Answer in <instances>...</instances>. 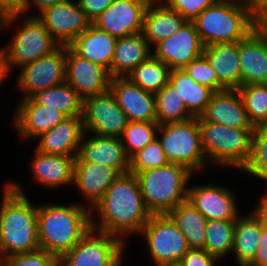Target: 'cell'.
<instances>
[{
  "label": "cell",
  "instance_id": "obj_1",
  "mask_svg": "<svg viewBox=\"0 0 267 266\" xmlns=\"http://www.w3.org/2000/svg\"><path fill=\"white\" fill-rule=\"evenodd\" d=\"M94 209L99 223L91 216V228L123 242L132 233L140 234L152 215L145 206L138 179L131 172L120 174Z\"/></svg>",
  "mask_w": 267,
  "mask_h": 266
},
{
  "label": "cell",
  "instance_id": "obj_2",
  "mask_svg": "<svg viewBox=\"0 0 267 266\" xmlns=\"http://www.w3.org/2000/svg\"><path fill=\"white\" fill-rule=\"evenodd\" d=\"M2 196L0 257L40 249L37 230L38 205L29 201L17 183H6Z\"/></svg>",
  "mask_w": 267,
  "mask_h": 266
},
{
  "label": "cell",
  "instance_id": "obj_3",
  "mask_svg": "<svg viewBox=\"0 0 267 266\" xmlns=\"http://www.w3.org/2000/svg\"><path fill=\"white\" fill-rule=\"evenodd\" d=\"M79 203V204H78ZM38 205L37 230L40 249L59 259L70 251L92 228L93 211L87 203Z\"/></svg>",
  "mask_w": 267,
  "mask_h": 266
},
{
  "label": "cell",
  "instance_id": "obj_4",
  "mask_svg": "<svg viewBox=\"0 0 267 266\" xmlns=\"http://www.w3.org/2000/svg\"><path fill=\"white\" fill-rule=\"evenodd\" d=\"M194 173L187 167L168 163L136 174L146 208L152 215L168 214L187 200L188 182Z\"/></svg>",
  "mask_w": 267,
  "mask_h": 266
},
{
  "label": "cell",
  "instance_id": "obj_5",
  "mask_svg": "<svg viewBox=\"0 0 267 266\" xmlns=\"http://www.w3.org/2000/svg\"><path fill=\"white\" fill-rule=\"evenodd\" d=\"M207 164L243 170L252 153L254 128H231L197 116Z\"/></svg>",
  "mask_w": 267,
  "mask_h": 266
},
{
  "label": "cell",
  "instance_id": "obj_6",
  "mask_svg": "<svg viewBox=\"0 0 267 266\" xmlns=\"http://www.w3.org/2000/svg\"><path fill=\"white\" fill-rule=\"evenodd\" d=\"M203 46L243 40L253 30V12L231 0H219L193 20Z\"/></svg>",
  "mask_w": 267,
  "mask_h": 266
},
{
  "label": "cell",
  "instance_id": "obj_7",
  "mask_svg": "<svg viewBox=\"0 0 267 266\" xmlns=\"http://www.w3.org/2000/svg\"><path fill=\"white\" fill-rule=\"evenodd\" d=\"M157 132H160L157 139L170 163L183 165L194 174L207 165L197 117L160 125Z\"/></svg>",
  "mask_w": 267,
  "mask_h": 266
},
{
  "label": "cell",
  "instance_id": "obj_8",
  "mask_svg": "<svg viewBox=\"0 0 267 266\" xmlns=\"http://www.w3.org/2000/svg\"><path fill=\"white\" fill-rule=\"evenodd\" d=\"M24 17L18 28L19 31L10 39L7 46L1 48L5 54L9 72L11 68H21L25 64L51 54L60 46L36 15Z\"/></svg>",
  "mask_w": 267,
  "mask_h": 266
},
{
  "label": "cell",
  "instance_id": "obj_9",
  "mask_svg": "<svg viewBox=\"0 0 267 266\" xmlns=\"http://www.w3.org/2000/svg\"><path fill=\"white\" fill-rule=\"evenodd\" d=\"M126 242L91 229L59 259V266H121Z\"/></svg>",
  "mask_w": 267,
  "mask_h": 266
},
{
  "label": "cell",
  "instance_id": "obj_10",
  "mask_svg": "<svg viewBox=\"0 0 267 266\" xmlns=\"http://www.w3.org/2000/svg\"><path fill=\"white\" fill-rule=\"evenodd\" d=\"M140 235L155 266L179 263L190 249L185 236L168 214L151 215Z\"/></svg>",
  "mask_w": 267,
  "mask_h": 266
},
{
  "label": "cell",
  "instance_id": "obj_11",
  "mask_svg": "<svg viewBox=\"0 0 267 266\" xmlns=\"http://www.w3.org/2000/svg\"><path fill=\"white\" fill-rule=\"evenodd\" d=\"M82 121L86 134L118 138L129 123L110 90L83 99Z\"/></svg>",
  "mask_w": 267,
  "mask_h": 266
},
{
  "label": "cell",
  "instance_id": "obj_12",
  "mask_svg": "<svg viewBox=\"0 0 267 266\" xmlns=\"http://www.w3.org/2000/svg\"><path fill=\"white\" fill-rule=\"evenodd\" d=\"M20 70L16 83L23 92L22 99L65 82L66 46H59L51 54L23 65Z\"/></svg>",
  "mask_w": 267,
  "mask_h": 266
},
{
  "label": "cell",
  "instance_id": "obj_13",
  "mask_svg": "<svg viewBox=\"0 0 267 266\" xmlns=\"http://www.w3.org/2000/svg\"><path fill=\"white\" fill-rule=\"evenodd\" d=\"M60 46H69L92 21L74 0H64L36 15Z\"/></svg>",
  "mask_w": 267,
  "mask_h": 266
},
{
  "label": "cell",
  "instance_id": "obj_14",
  "mask_svg": "<svg viewBox=\"0 0 267 266\" xmlns=\"http://www.w3.org/2000/svg\"><path fill=\"white\" fill-rule=\"evenodd\" d=\"M110 71L66 46V82L82 99L110 90Z\"/></svg>",
  "mask_w": 267,
  "mask_h": 266
},
{
  "label": "cell",
  "instance_id": "obj_15",
  "mask_svg": "<svg viewBox=\"0 0 267 266\" xmlns=\"http://www.w3.org/2000/svg\"><path fill=\"white\" fill-rule=\"evenodd\" d=\"M152 55L171 70L183 69L203 54L204 46L193 21H187L174 35L157 43Z\"/></svg>",
  "mask_w": 267,
  "mask_h": 266
},
{
  "label": "cell",
  "instance_id": "obj_16",
  "mask_svg": "<svg viewBox=\"0 0 267 266\" xmlns=\"http://www.w3.org/2000/svg\"><path fill=\"white\" fill-rule=\"evenodd\" d=\"M151 0H114L92 24L121 38L142 32L144 13Z\"/></svg>",
  "mask_w": 267,
  "mask_h": 266
},
{
  "label": "cell",
  "instance_id": "obj_17",
  "mask_svg": "<svg viewBox=\"0 0 267 266\" xmlns=\"http://www.w3.org/2000/svg\"><path fill=\"white\" fill-rule=\"evenodd\" d=\"M187 200L207 220L235 221L239 216L234 193L218 184L189 185Z\"/></svg>",
  "mask_w": 267,
  "mask_h": 266
},
{
  "label": "cell",
  "instance_id": "obj_18",
  "mask_svg": "<svg viewBox=\"0 0 267 266\" xmlns=\"http://www.w3.org/2000/svg\"><path fill=\"white\" fill-rule=\"evenodd\" d=\"M110 91L129 121H156L155 95L145 91L128 77L111 79Z\"/></svg>",
  "mask_w": 267,
  "mask_h": 266
},
{
  "label": "cell",
  "instance_id": "obj_19",
  "mask_svg": "<svg viewBox=\"0 0 267 266\" xmlns=\"http://www.w3.org/2000/svg\"><path fill=\"white\" fill-rule=\"evenodd\" d=\"M120 174L116 168L84 161L76 155L73 183L89 202L91 211Z\"/></svg>",
  "mask_w": 267,
  "mask_h": 266
},
{
  "label": "cell",
  "instance_id": "obj_20",
  "mask_svg": "<svg viewBox=\"0 0 267 266\" xmlns=\"http://www.w3.org/2000/svg\"><path fill=\"white\" fill-rule=\"evenodd\" d=\"M20 100L13 124L22 139H36L67 117L62 111L37 104L32 98Z\"/></svg>",
  "mask_w": 267,
  "mask_h": 266
},
{
  "label": "cell",
  "instance_id": "obj_21",
  "mask_svg": "<svg viewBox=\"0 0 267 266\" xmlns=\"http://www.w3.org/2000/svg\"><path fill=\"white\" fill-rule=\"evenodd\" d=\"M200 117L231 128H254L249 121L245 104L238 89H224L213 93Z\"/></svg>",
  "mask_w": 267,
  "mask_h": 266
},
{
  "label": "cell",
  "instance_id": "obj_22",
  "mask_svg": "<svg viewBox=\"0 0 267 266\" xmlns=\"http://www.w3.org/2000/svg\"><path fill=\"white\" fill-rule=\"evenodd\" d=\"M85 134L82 117L70 116L41 134L37 150L45 154L77 155Z\"/></svg>",
  "mask_w": 267,
  "mask_h": 266
},
{
  "label": "cell",
  "instance_id": "obj_23",
  "mask_svg": "<svg viewBox=\"0 0 267 266\" xmlns=\"http://www.w3.org/2000/svg\"><path fill=\"white\" fill-rule=\"evenodd\" d=\"M83 136L78 155L84 160L116 168L121 174L130 172V158L118 137Z\"/></svg>",
  "mask_w": 267,
  "mask_h": 266
},
{
  "label": "cell",
  "instance_id": "obj_24",
  "mask_svg": "<svg viewBox=\"0 0 267 266\" xmlns=\"http://www.w3.org/2000/svg\"><path fill=\"white\" fill-rule=\"evenodd\" d=\"M203 54L209 60L218 78V91L238 89L241 86L239 41L207 45Z\"/></svg>",
  "mask_w": 267,
  "mask_h": 266
},
{
  "label": "cell",
  "instance_id": "obj_25",
  "mask_svg": "<svg viewBox=\"0 0 267 266\" xmlns=\"http://www.w3.org/2000/svg\"><path fill=\"white\" fill-rule=\"evenodd\" d=\"M187 20L161 0H151L143 18L142 34L152 48L174 35Z\"/></svg>",
  "mask_w": 267,
  "mask_h": 266
},
{
  "label": "cell",
  "instance_id": "obj_26",
  "mask_svg": "<svg viewBox=\"0 0 267 266\" xmlns=\"http://www.w3.org/2000/svg\"><path fill=\"white\" fill-rule=\"evenodd\" d=\"M241 86L267 84V41L252 30L239 41Z\"/></svg>",
  "mask_w": 267,
  "mask_h": 266
},
{
  "label": "cell",
  "instance_id": "obj_27",
  "mask_svg": "<svg viewBox=\"0 0 267 266\" xmlns=\"http://www.w3.org/2000/svg\"><path fill=\"white\" fill-rule=\"evenodd\" d=\"M76 155L45 154L37 149L31 162L34 180L51 188L73 185Z\"/></svg>",
  "mask_w": 267,
  "mask_h": 266
},
{
  "label": "cell",
  "instance_id": "obj_28",
  "mask_svg": "<svg viewBox=\"0 0 267 266\" xmlns=\"http://www.w3.org/2000/svg\"><path fill=\"white\" fill-rule=\"evenodd\" d=\"M117 38L93 24L69 46L81 57L102 65L111 71Z\"/></svg>",
  "mask_w": 267,
  "mask_h": 266
},
{
  "label": "cell",
  "instance_id": "obj_29",
  "mask_svg": "<svg viewBox=\"0 0 267 266\" xmlns=\"http://www.w3.org/2000/svg\"><path fill=\"white\" fill-rule=\"evenodd\" d=\"M150 48L142 32L117 38L112 58L111 77H127L134 68L152 55V48Z\"/></svg>",
  "mask_w": 267,
  "mask_h": 266
},
{
  "label": "cell",
  "instance_id": "obj_30",
  "mask_svg": "<svg viewBox=\"0 0 267 266\" xmlns=\"http://www.w3.org/2000/svg\"><path fill=\"white\" fill-rule=\"evenodd\" d=\"M263 228L261 218L254 210L245 217L238 216L235 220L232 252L239 266L250 263L254 259Z\"/></svg>",
  "mask_w": 267,
  "mask_h": 266
},
{
  "label": "cell",
  "instance_id": "obj_31",
  "mask_svg": "<svg viewBox=\"0 0 267 266\" xmlns=\"http://www.w3.org/2000/svg\"><path fill=\"white\" fill-rule=\"evenodd\" d=\"M168 215L185 236L190 249H204L208 220L188 200L180 203Z\"/></svg>",
  "mask_w": 267,
  "mask_h": 266
},
{
  "label": "cell",
  "instance_id": "obj_32",
  "mask_svg": "<svg viewBox=\"0 0 267 266\" xmlns=\"http://www.w3.org/2000/svg\"><path fill=\"white\" fill-rule=\"evenodd\" d=\"M169 83L176 88L194 117L200 116L214 93L212 89L195 82L183 69L171 70Z\"/></svg>",
  "mask_w": 267,
  "mask_h": 266
},
{
  "label": "cell",
  "instance_id": "obj_33",
  "mask_svg": "<svg viewBox=\"0 0 267 266\" xmlns=\"http://www.w3.org/2000/svg\"><path fill=\"white\" fill-rule=\"evenodd\" d=\"M37 104L62 111L67 117H82V101L74 88L66 81L37 92L31 97Z\"/></svg>",
  "mask_w": 267,
  "mask_h": 266
},
{
  "label": "cell",
  "instance_id": "obj_34",
  "mask_svg": "<svg viewBox=\"0 0 267 266\" xmlns=\"http://www.w3.org/2000/svg\"><path fill=\"white\" fill-rule=\"evenodd\" d=\"M154 95L156 122L159 125L183 122L194 117L187 110L176 88L169 82Z\"/></svg>",
  "mask_w": 267,
  "mask_h": 266
},
{
  "label": "cell",
  "instance_id": "obj_35",
  "mask_svg": "<svg viewBox=\"0 0 267 266\" xmlns=\"http://www.w3.org/2000/svg\"><path fill=\"white\" fill-rule=\"evenodd\" d=\"M170 72L171 69L164 62L151 55L127 77L145 91L155 94L169 82Z\"/></svg>",
  "mask_w": 267,
  "mask_h": 266
},
{
  "label": "cell",
  "instance_id": "obj_36",
  "mask_svg": "<svg viewBox=\"0 0 267 266\" xmlns=\"http://www.w3.org/2000/svg\"><path fill=\"white\" fill-rule=\"evenodd\" d=\"M235 221L208 220L204 250L217 259L233 251Z\"/></svg>",
  "mask_w": 267,
  "mask_h": 266
},
{
  "label": "cell",
  "instance_id": "obj_37",
  "mask_svg": "<svg viewBox=\"0 0 267 266\" xmlns=\"http://www.w3.org/2000/svg\"><path fill=\"white\" fill-rule=\"evenodd\" d=\"M156 121L142 122L129 121L120 139L129 158L149 145L157 138L156 131L159 129Z\"/></svg>",
  "mask_w": 267,
  "mask_h": 266
},
{
  "label": "cell",
  "instance_id": "obj_38",
  "mask_svg": "<svg viewBox=\"0 0 267 266\" xmlns=\"http://www.w3.org/2000/svg\"><path fill=\"white\" fill-rule=\"evenodd\" d=\"M253 126L267 124V84H248L238 88Z\"/></svg>",
  "mask_w": 267,
  "mask_h": 266
},
{
  "label": "cell",
  "instance_id": "obj_39",
  "mask_svg": "<svg viewBox=\"0 0 267 266\" xmlns=\"http://www.w3.org/2000/svg\"><path fill=\"white\" fill-rule=\"evenodd\" d=\"M242 171L267 181V124L254 127L251 158Z\"/></svg>",
  "mask_w": 267,
  "mask_h": 266
},
{
  "label": "cell",
  "instance_id": "obj_40",
  "mask_svg": "<svg viewBox=\"0 0 267 266\" xmlns=\"http://www.w3.org/2000/svg\"><path fill=\"white\" fill-rule=\"evenodd\" d=\"M168 163L165 152L156 138L130 158V172L136 175L146 169L159 168Z\"/></svg>",
  "mask_w": 267,
  "mask_h": 266
},
{
  "label": "cell",
  "instance_id": "obj_41",
  "mask_svg": "<svg viewBox=\"0 0 267 266\" xmlns=\"http://www.w3.org/2000/svg\"><path fill=\"white\" fill-rule=\"evenodd\" d=\"M183 70L197 83L204 85L214 92L218 91V78L207 57L202 54L192 60Z\"/></svg>",
  "mask_w": 267,
  "mask_h": 266
},
{
  "label": "cell",
  "instance_id": "obj_42",
  "mask_svg": "<svg viewBox=\"0 0 267 266\" xmlns=\"http://www.w3.org/2000/svg\"><path fill=\"white\" fill-rule=\"evenodd\" d=\"M3 266H59V258L43 249L2 257Z\"/></svg>",
  "mask_w": 267,
  "mask_h": 266
},
{
  "label": "cell",
  "instance_id": "obj_43",
  "mask_svg": "<svg viewBox=\"0 0 267 266\" xmlns=\"http://www.w3.org/2000/svg\"><path fill=\"white\" fill-rule=\"evenodd\" d=\"M169 8L179 12L187 21H193L204 9L219 0H161Z\"/></svg>",
  "mask_w": 267,
  "mask_h": 266
},
{
  "label": "cell",
  "instance_id": "obj_44",
  "mask_svg": "<svg viewBox=\"0 0 267 266\" xmlns=\"http://www.w3.org/2000/svg\"><path fill=\"white\" fill-rule=\"evenodd\" d=\"M64 0H27L26 3L17 11V12H9L3 15H0V31L4 30L3 28L12 27L11 25L19 20V18L26 12H28L32 6L39 10V13L44 9L58 4Z\"/></svg>",
  "mask_w": 267,
  "mask_h": 266
},
{
  "label": "cell",
  "instance_id": "obj_45",
  "mask_svg": "<svg viewBox=\"0 0 267 266\" xmlns=\"http://www.w3.org/2000/svg\"><path fill=\"white\" fill-rule=\"evenodd\" d=\"M218 259L204 249H189L183 256L182 266H215Z\"/></svg>",
  "mask_w": 267,
  "mask_h": 266
},
{
  "label": "cell",
  "instance_id": "obj_46",
  "mask_svg": "<svg viewBox=\"0 0 267 266\" xmlns=\"http://www.w3.org/2000/svg\"><path fill=\"white\" fill-rule=\"evenodd\" d=\"M113 1L114 0H77V3L93 22L113 3Z\"/></svg>",
  "mask_w": 267,
  "mask_h": 266
},
{
  "label": "cell",
  "instance_id": "obj_47",
  "mask_svg": "<svg viewBox=\"0 0 267 266\" xmlns=\"http://www.w3.org/2000/svg\"><path fill=\"white\" fill-rule=\"evenodd\" d=\"M253 30L267 41V0L253 11Z\"/></svg>",
  "mask_w": 267,
  "mask_h": 266
},
{
  "label": "cell",
  "instance_id": "obj_48",
  "mask_svg": "<svg viewBox=\"0 0 267 266\" xmlns=\"http://www.w3.org/2000/svg\"><path fill=\"white\" fill-rule=\"evenodd\" d=\"M250 263L267 264V229L261 230L257 252Z\"/></svg>",
  "mask_w": 267,
  "mask_h": 266
},
{
  "label": "cell",
  "instance_id": "obj_49",
  "mask_svg": "<svg viewBox=\"0 0 267 266\" xmlns=\"http://www.w3.org/2000/svg\"><path fill=\"white\" fill-rule=\"evenodd\" d=\"M27 0H0V15L17 12Z\"/></svg>",
  "mask_w": 267,
  "mask_h": 266
},
{
  "label": "cell",
  "instance_id": "obj_50",
  "mask_svg": "<svg viewBox=\"0 0 267 266\" xmlns=\"http://www.w3.org/2000/svg\"><path fill=\"white\" fill-rule=\"evenodd\" d=\"M254 208L255 213L261 218L263 227L267 229V190H265V194Z\"/></svg>",
  "mask_w": 267,
  "mask_h": 266
},
{
  "label": "cell",
  "instance_id": "obj_51",
  "mask_svg": "<svg viewBox=\"0 0 267 266\" xmlns=\"http://www.w3.org/2000/svg\"><path fill=\"white\" fill-rule=\"evenodd\" d=\"M9 73L10 72L7 66L5 54L3 50L0 48V87L2 86L5 78H7V76L10 75Z\"/></svg>",
  "mask_w": 267,
  "mask_h": 266
},
{
  "label": "cell",
  "instance_id": "obj_52",
  "mask_svg": "<svg viewBox=\"0 0 267 266\" xmlns=\"http://www.w3.org/2000/svg\"><path fill=\"white\" fill-rule=\"evenodd\" d=\"M231 1L236 4L246 6L253 12L265 0H231Z\"/></svg>",
  "mask_w": 267,
  "mask_h": 266
},
{
  "label": "cell",
  "instance_id": "obj_53",
  "mask_svg": "<svg viewBox=\"0 0 267 266\" xmlns=\"http://www.w3.org/2000/svg\"><path fill=\"white\" fill-rule=\"evenodd\" d=\"M243 266H267V264L247 263Z\"/></svg>",
  "mask_w": 267,
  "mask_h": 266
},
{
  "label": "cell",
  "instance_id": "obj_54",
  "mask_svg": "<svg viewBox=\"0 0 267 266\" xmlns=\"http://www.w3.org/2000/svg\"><path fill=\"white\" fill-rule=\"evenodd\" d=\"M161 266H182V265L179 262V263L164 264V265H161Z\"/></svg>",
  "mask_w": 267,
  "mask_h": 266
},
{
  "label": "cell",
  "instance_id": "obj_55",
  "mask_svg": "<svg viewBox=\"0 0 267 266\" xmlns=\"http://www.w3.org/2000/svg\"><path fill=\"white\" fill-rule=\"evenodd\" d=\"M0 266H3L2 258L0 257Z\"/></svg>",
  "mask_w": 267,
  "mask_h": 266
}]
</instances>
